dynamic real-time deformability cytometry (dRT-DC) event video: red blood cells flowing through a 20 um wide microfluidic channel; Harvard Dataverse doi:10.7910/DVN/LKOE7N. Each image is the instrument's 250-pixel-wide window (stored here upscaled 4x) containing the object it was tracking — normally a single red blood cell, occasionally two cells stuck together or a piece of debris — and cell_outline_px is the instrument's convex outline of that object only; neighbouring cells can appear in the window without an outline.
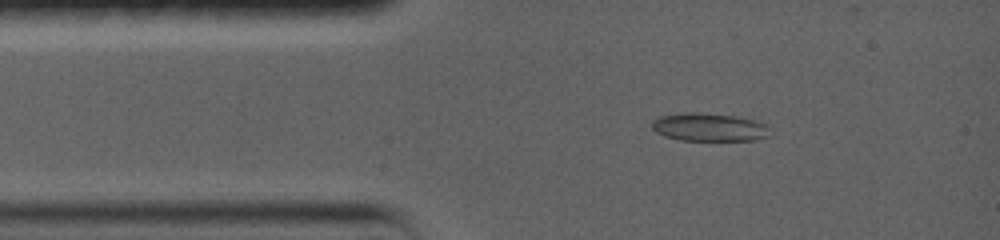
{"species": "common noctule bat (a hibernating species)", "species_latin": "Nyctalus noctula", "temperature_condition": "warm", "stored_images_in_passage": 29, "camera_frame_rate_fps": 5000, "um_per_image_px": 0.085, "animal": {"sex": "female", "body_mass_g": 19.0, "forearm_length_mm": 56.7}, "frame": {"image": 1, "passage_image": 4, "time_ms": 1.8, "image_size_px": [1000, 240], "cell_outline_px": [[772, 136], [760, 140], [680, 140], [664, 136], [656, 132], [652, 128], [652, 124], [660, 116], [732, 116], [752, 120], [764, 124]], "centroid_in_image_um": [60.37, 10.9], "position_along_channel_um": 24.6, "area_um2": 17.92}}
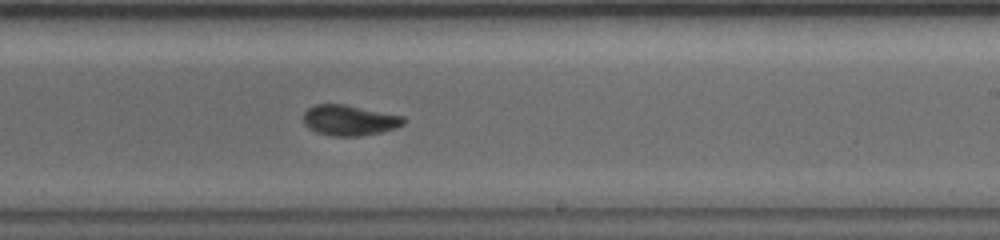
{"frame": {"image": 2, "passage_image": 15, "time_ms": 8.6, "image_size_px": [1000, 240], "cell_outline_px": [[404, 124], [380, 132], [360, 136], [332, 136], [316, 132], [304, 124], [304, 112], [308, 108], [316, 104], [340, 104], [400, 116], [404, 120]], "centroid_in_image_um": [29.62, 10.23], "position_along_channel_um": 259.4, "area_um2": 17.22}}
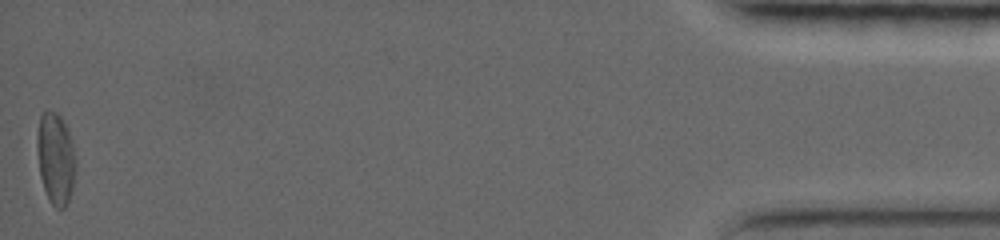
{"frame": {"image": 3, "passage_image": 29, "time_ms": 16.6, "image_size_px": [1000, 240], "cell_outline_px": [[76, 168], [72, 188], [68, 200], [64, 208], [56, 208], [52, 204], [44, 188], [40, 176], [36, 148], [36, 132], [40, 116], [44, 112], [56, 112], [60, 116], [68, 128], [72, 144], [76, 164]], "centroid_in_image_um": [4.71, 13.44], "position_along_channel_um": 430.5, "area_um2": 20.58}, "authors_computed_cell_mechanics": {"area_um2": 17.629, "velocity_mm_per_s": 3.8123, "shape_relaxation_time_tau1_ms": 5.4028, "shape_relaxation_time_tau2_ms": 5.3933, "deformation_change_tau1": 0.1385, "deformation_change_tau2": 0.0925}}